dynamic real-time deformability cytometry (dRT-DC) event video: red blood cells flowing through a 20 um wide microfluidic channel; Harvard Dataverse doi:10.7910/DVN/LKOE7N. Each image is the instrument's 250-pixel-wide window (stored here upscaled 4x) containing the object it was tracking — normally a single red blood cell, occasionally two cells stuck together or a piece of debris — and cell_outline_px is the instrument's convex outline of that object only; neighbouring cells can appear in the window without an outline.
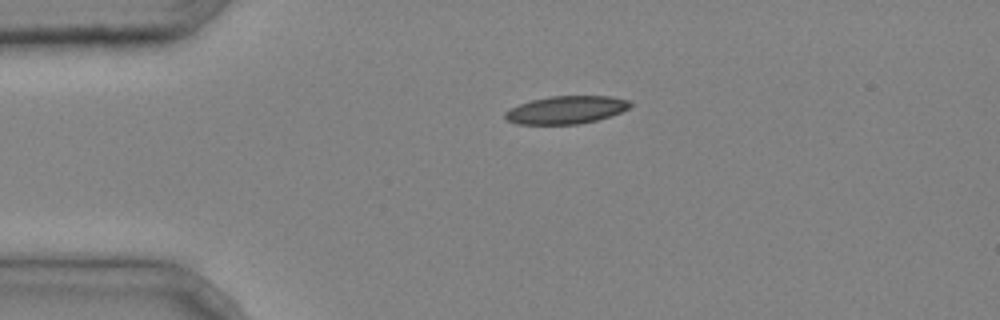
{"species": "common noctule bat (a hibernating species)", "species_latin": "Nyctalus noctula", "temperature_condition": "cold", "stored_images_in_passage": 2, "camera_frame_rate_fps": 3000, "um_per_image_px": 0.085, "animal": {"sex": "male", "body_mass_g": 20.4}, "frame": {"image": 1, "passage_image": 1, "time_ms": 0.0, "image_size_px": [1000, 320], "cell_outline_px": [[632, 104], [628, 108], [620, 112], [596, 120], [580, 124], [516, 124], [504, 120], [504, 112], [508, 108], [532, 100], [548, 96], [612, 96], [632, 100]], "centroid_in_image_um": [48.09, 9.33], "position_along_channel_um": 36.9, "area_um2": 20.46}}